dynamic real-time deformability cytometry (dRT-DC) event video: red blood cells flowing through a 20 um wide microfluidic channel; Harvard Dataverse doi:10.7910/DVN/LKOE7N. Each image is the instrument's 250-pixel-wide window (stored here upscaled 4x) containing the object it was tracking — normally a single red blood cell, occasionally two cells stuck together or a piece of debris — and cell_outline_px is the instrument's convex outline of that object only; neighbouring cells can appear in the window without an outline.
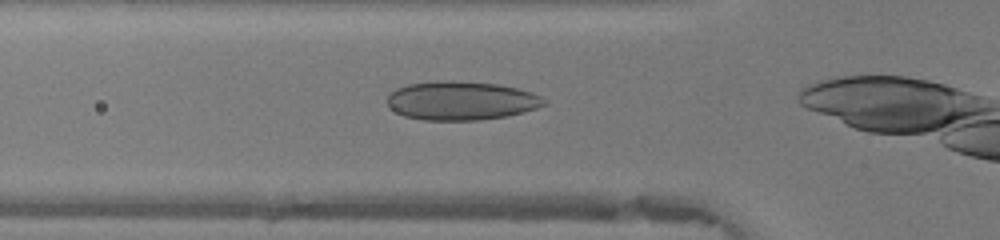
{"species": "human", "species_latin": "Homo sapiens", "temperature_condition": "warm", "stored_images_in_passage": 33, "camera_frame_rate_fps": 3000, "um_per_image_px": 0.085, "donor": {"sex": "female"}, "frame": {"image": 1, "passage_image": 11, "time_ms": 3.333, "image_size_px": [1000, 240], "cell_outline_px": [[548, 104], [536, 108], [508, 116], [480, 120], [424, 120], [404, 116], [396, 112], [388, 104], [388, 96], [396, 88], [408, 84], [436, 80], [452, 80], [500, 84], [532, 92], [548, 100]], "centroid_in_image_um": [39.23, 8.55], "position_along_channel_um": 86.6, "area_um2": 35.66}}
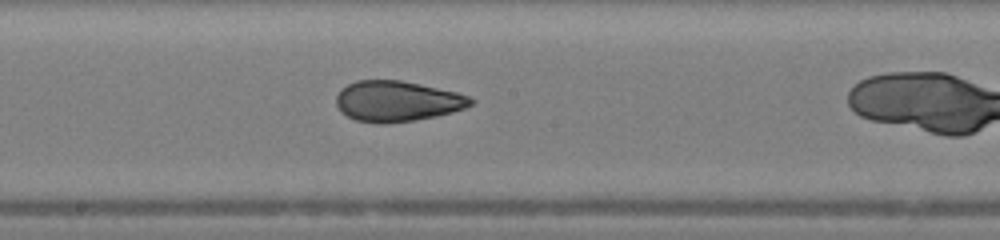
{"frame": {"image": 2, "passage_image": 20, "time_ms": 6.333, "image_size_px": [1000, 240], "cell_outline_px": [[476, 100], [472, 104], [464, 108], [452, 112], [436, 116], [412, 120], [384, 124], [380, 124], [356, 120], [340, 112], [336, 104], [336, 96], [340, 88], [356, 80], [400, 80], [420, 84], [456, 92], [468, 96]], "centroid_in_image_um": [33.72, 8.6], "position_along_channel_um": 214.5, "area_um2": 31.85}}
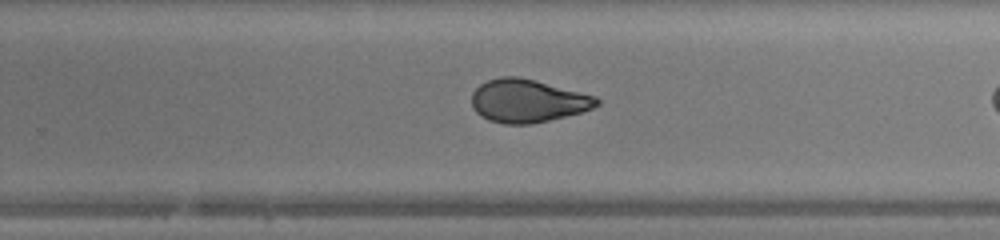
{"frame": {"image": 3, "passage_image": 25, "time_ms": 8.0, "image_size_px": [1000, 240], "cell_outline_px": [[600, 104], [592, 108], [580, 112], [532, 124], [504, 124], [488, 120], [480, 116], [472, 108], [472, 92], [480, 84], [488, 80], [500, 76], [516, 76], [536, 80], [596, 96], [600, 100]], "centroid_in_image_um": [44.82, 8.57], "position_along_channel_um": 285.0, "area_um2": 31.44}}